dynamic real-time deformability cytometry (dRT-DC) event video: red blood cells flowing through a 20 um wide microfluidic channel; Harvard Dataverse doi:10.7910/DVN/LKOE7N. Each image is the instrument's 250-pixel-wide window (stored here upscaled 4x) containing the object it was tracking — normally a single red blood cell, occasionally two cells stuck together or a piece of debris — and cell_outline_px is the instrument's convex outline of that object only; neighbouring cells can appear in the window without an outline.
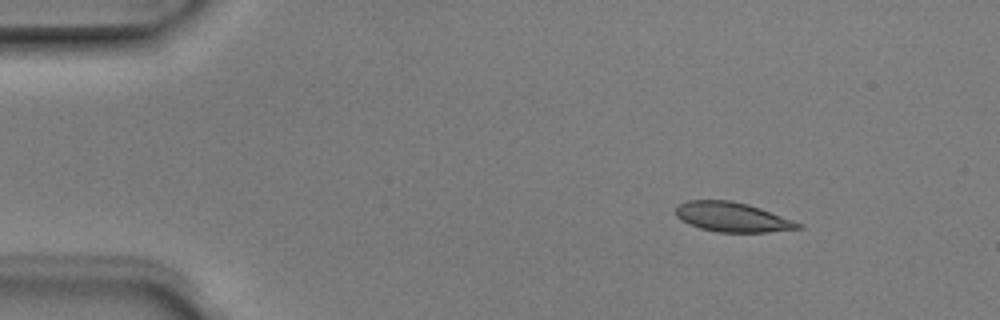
{"species": "Egyptian fruit bat (a non-hibernating species)", "species_latin": "Rousettus aegyptiacus", "temperature_condition": "room temperature", "stored_images_in_passage": 4, "camera_frame_rate_fps": 3000, "um_per_image_px": 0.085, "animal": {"sex": "male"}, "frame": {"image": 1, "passage_image": 1, "time_ms": 0.0, "image_size_px": [1000, 320], "cell_outline_px": [[804, 228], [768, 232], [716, 232], [700, 228], [688, 224], [680, 220], [676, 216], [676, 208], [680, 204], [688, 200], [732, 200], [748, 204], [760, 208], [804, 224]], "centroid_in_image_um": [62.26, 18.45], "position_along_channel_um": 22.7, "area_um2": 21.21}}
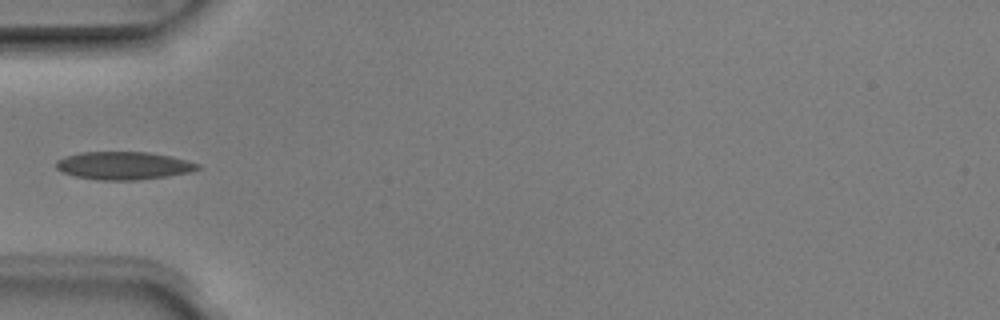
{"frame": {"image": 2, "passage_image": 4, "time_ms": 1.0, "image_size_px": [1000, 320], "cell_outline_px": [[200, 168], [192, 172], [168, 176], [136, 180], [96, 180], [76, 176], [64, 172], [56, 168], [56, 160], [64, 156], [80, 152], [148, 152], [168, 156], [200, 164]], "centroid_in_image_um": [10.49, 14.08], "position_along_channel_um": 74.5, "area_um2": 22.95}}